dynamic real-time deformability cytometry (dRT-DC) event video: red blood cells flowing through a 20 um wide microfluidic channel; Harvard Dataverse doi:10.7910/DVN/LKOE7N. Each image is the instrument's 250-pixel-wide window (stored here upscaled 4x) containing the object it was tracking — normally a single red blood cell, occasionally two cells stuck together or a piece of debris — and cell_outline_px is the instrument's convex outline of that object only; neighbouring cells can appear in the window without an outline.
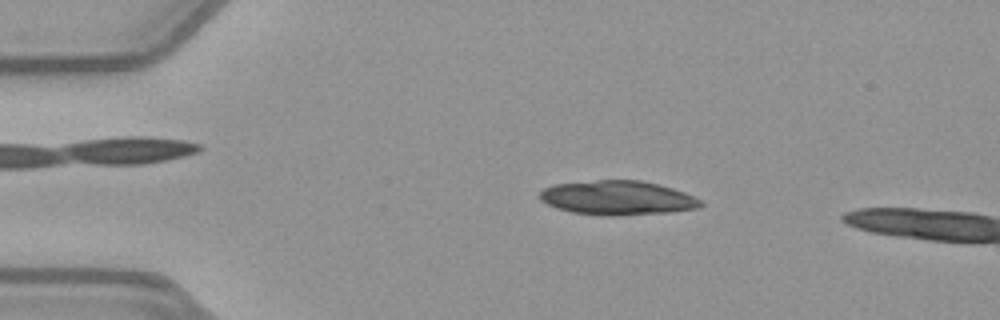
{"species": "common noctule bat (a hibernating species)", "species_latin": "Nyctalus noctula", "temperature_condition": "warm", "stored_images_in_passage": 12, "camera_frame_rate_fps": 3000, "um_per_image_px": 0.085, "animal": {"sex": "female", "body_mass_g": 21.9}, "frame": {"image": 1, "passage_image": 9, "time_ms": 2.667, "image_size_px": [1000, 320], "cell_outline_px": [[704, 204], [700, 208], [672, 212], [620, 216], [612, 216], [572, 212], [556, 208], [540, 200], [540, 192], [544, 188], [556, 184], [596, 180], [640, 180], [672, 188], [684, 192], [700, 200]], "centroid_in_image_um": [52.51, 16.83], "position_along_channel_um": 32.5, "area_um2": 32.08}}